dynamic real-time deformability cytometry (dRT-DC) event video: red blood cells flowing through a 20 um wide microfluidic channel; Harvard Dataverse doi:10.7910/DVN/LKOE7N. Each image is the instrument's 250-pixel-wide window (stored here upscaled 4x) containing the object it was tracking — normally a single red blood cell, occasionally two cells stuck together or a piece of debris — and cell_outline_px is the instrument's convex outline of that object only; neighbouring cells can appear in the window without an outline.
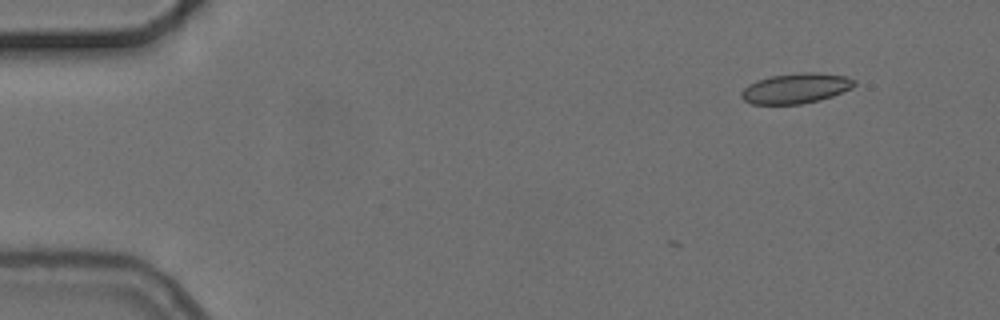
{"species": "common noctule bat (a hibernating species)", "species_latin": "Nyctalus noctula", "temperature_condition": "cold", "stored_images_in_passage": 6, "segment_of_instrument_passage": [2, 2], "camera_frame_rate_fps": 3000, "um_per_image_px": 0.085, "animal": {"sex": "female", "body_mass_g": 24.6, "forearm_length_mm": 56.2}, "frame": {"image": 1, "passage_image": 6, "time_ms": 7.0, "image_size_px": [1000, 320], "cell_outline_px": [[856, 84], [852, 88], [832, 96], [820, 100], [800, 104], [752, 104], [744, 100], [740, 96], [740, 92], [748, 84], [756, 80], [772, 76], [800, 72], [816, 72], [844, 76], [856, 80]], "centroid_in_image_um": [67.64, 7.5], "position_along_channel_um": 17.4, "area_um2": 19.94}}